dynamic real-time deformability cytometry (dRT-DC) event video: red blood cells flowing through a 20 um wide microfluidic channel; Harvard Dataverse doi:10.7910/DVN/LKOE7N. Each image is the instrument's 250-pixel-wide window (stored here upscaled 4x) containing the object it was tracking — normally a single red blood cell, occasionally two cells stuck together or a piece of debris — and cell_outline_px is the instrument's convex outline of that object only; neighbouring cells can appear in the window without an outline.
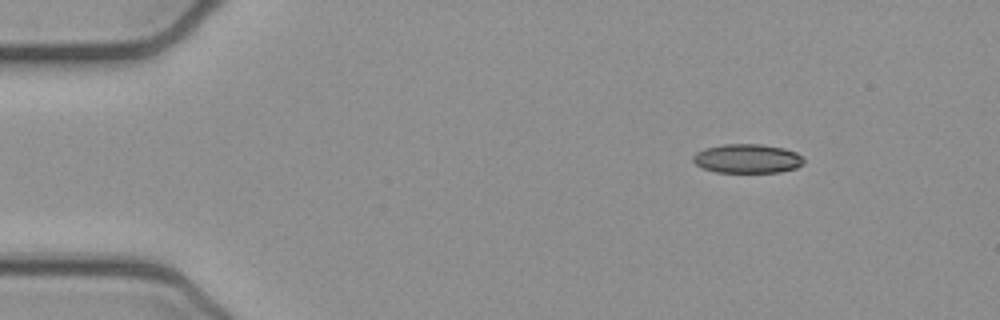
{"species": "common noctule bat (a hibernating species)", "species_latin": "Nyctalus noctula", "temperature_condition": "cold", "stored_images_in_passage": 46, "camera_frame_rate_fps": 3000, "um_per_image_px": 0.085, "animal": {"sex": "female", "body_mass_g": 21.9}, "frame": {"image": 1, "passage_image": 1, "time_ms": 0.0, "image_size_px": [1000, 320], "cell_outline_px": [[804, 164], [796, 168], [780, 172], [716, 172], [704, 168], [696, 164], [692, 160], [692, 156], [696, 152], [704, 148], [724, 144], [760, 144], [784, 148], [796, 152], [804, 160]], "centroid_in_image_um": [63.52, 13.48], "position_along_channel_um": 21.5, "area_um2": 18.79}}
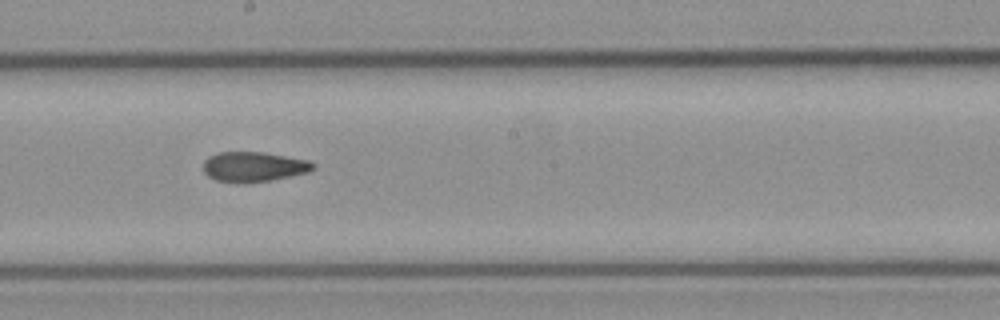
{"frame": {"image": 2, "passage_image": 23, "time_ms": 7.333, "image_size_px": [1000, 320], "cell_outline_px": [[316, 164], [308, 172], [272, 180], [236, 184], [216, 180], [208, 176], [204, 172], [204, 160], [208, 156], [216, 152], [264, 152], [308, 160]], "centroid_in_image_um": [21.52, 14.18], "position_along_channel_um": 226.7, "area_um2": 19.31}}
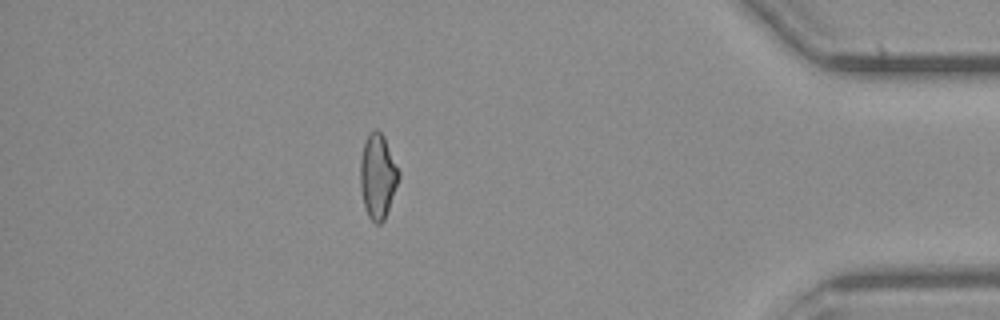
{"frame": {"image": 3, "passage_image": 40, "time_ms": 13.0, "image_size_px": [1000, 320], "cell_outline_px": [[400, 176], [384, 220], [380, 224], [376, 224], [368, 216], [364, 204], [360, 184], [360, 160], [364, 144], [368, 136], [376, 128], [384, 136], [400, 172]], "centroid_in_image_um": [32.11, 14.98], "position_along_channel_um": 403.1, "area_um2": 18.67}, "authors_computed_cell_mechanics": {"area_um2": 19.4786, "velocity_mm_per_s": 3.9029, "shape_relaxation_time_tau1_ms": null, "shape_relaxation_time_tau2_ms": 3.6633, "deformation_change_tau1": null, "deformation_change_tau2": 0.1003}}